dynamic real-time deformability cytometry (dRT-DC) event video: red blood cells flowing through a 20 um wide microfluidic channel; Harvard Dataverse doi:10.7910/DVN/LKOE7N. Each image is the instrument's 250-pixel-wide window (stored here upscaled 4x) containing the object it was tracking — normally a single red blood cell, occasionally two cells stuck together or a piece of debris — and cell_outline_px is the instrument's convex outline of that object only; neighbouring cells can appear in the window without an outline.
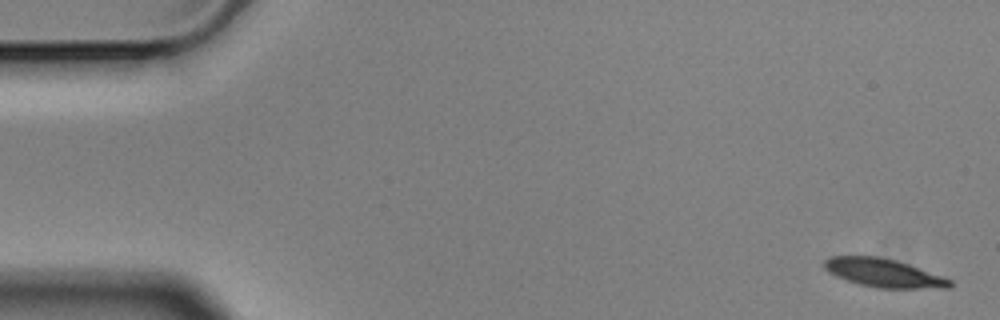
{"species": "Egyptian fruit bat (a non-hibernating species)", "species_latin": "Rousettus aegyptiacus", "temperature_condition": "cold", "stored_images_in_passage": 5, "segment_of_instrument_passage": [1, 2], "camera_frame_rate_fps": 3000, "um_per_image_px": 0.085, "animal": {"sex": "male"}, "frame": {"image": 1, "passage_image": 1, "time_ms": 0.0, "image_size_px": [1000, 320], "cell_outline_px": [[952, 288], [876, 288], [860, 284], [836, 276], [828, 272], [824, 268], [824, 260], [828, 256], [876, 256], [896, 260], [908, 264], [952, 280]], "centroid_in_image_um": [75.09, 23.2], "position_along_channel_um": 9.9, "area_um2": 20.69}}
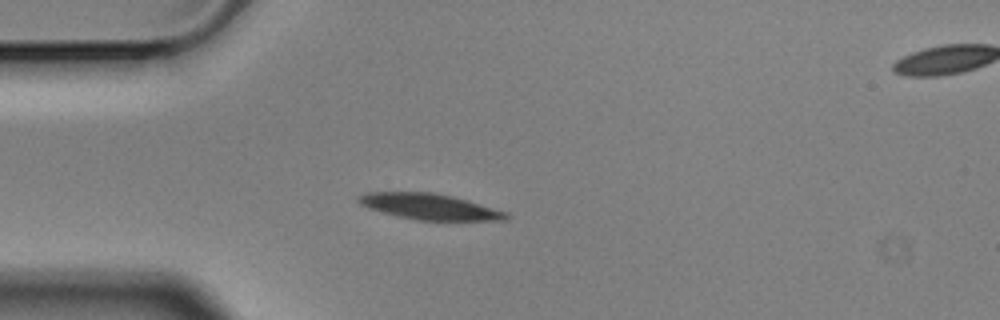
{"frame": {"image": 2, "passage_image": 4, "time_ms": 1.0, "image_size_px": [1000, 320], "cell_outline_px": [[508, 216], [504, 220], [416, 220], [396, 216], [368, 208], [360, 204], [356, 200], [356, 196], [368, 192], [432, 192], [452, 196], [508, 212]], "centroid_in_image_um": [36.44, 17.56], "position_along_channel_um": 48.6, "area_um2": 22.14}}